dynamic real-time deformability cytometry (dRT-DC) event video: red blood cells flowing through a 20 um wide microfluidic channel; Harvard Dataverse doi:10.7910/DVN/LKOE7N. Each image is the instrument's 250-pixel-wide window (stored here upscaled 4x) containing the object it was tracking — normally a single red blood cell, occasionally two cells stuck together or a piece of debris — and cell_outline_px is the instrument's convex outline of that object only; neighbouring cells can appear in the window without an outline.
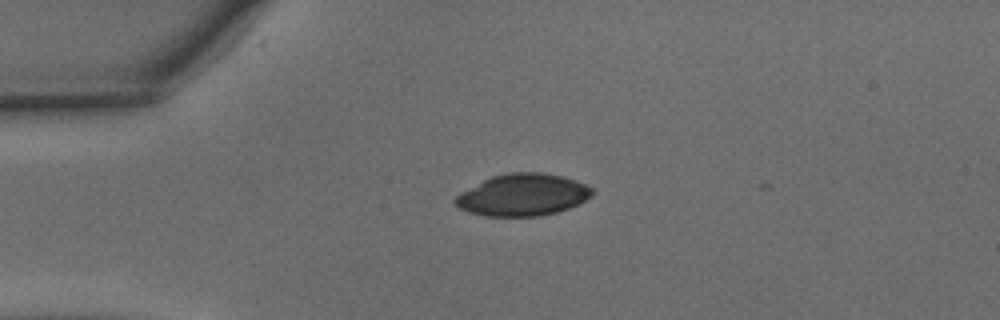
{"species": "common noctule bat (a hibernating species)", "species_latin": "Nyctalus noctula", "temperature_condition": "warm", "stored_images_in_passage": 2, "camera_frame_rate_fps": 3000, "um_per_image_px": 0.085, "animal": {"sex": "male", "body_mass_g": 15.6}, "frame": {"image": 1, "passage_image": 1, "time_ms": 0.0, "image_size_px": [1000, 320], "cell_outline_px": [[596, 192], [592, 196], [568, 208], [556, 212], [540, 216], [484, 216], [468, 212], [452, 204], [452, 200], [460, 192], [492, 176], [508, 172], [540, 172], [564, 176], [576, 180], [592, 188]], "centroid_in_image_um": [44.41, 16.56], "position_along_channel_um": 40.6, "area_um2": 33.64}}